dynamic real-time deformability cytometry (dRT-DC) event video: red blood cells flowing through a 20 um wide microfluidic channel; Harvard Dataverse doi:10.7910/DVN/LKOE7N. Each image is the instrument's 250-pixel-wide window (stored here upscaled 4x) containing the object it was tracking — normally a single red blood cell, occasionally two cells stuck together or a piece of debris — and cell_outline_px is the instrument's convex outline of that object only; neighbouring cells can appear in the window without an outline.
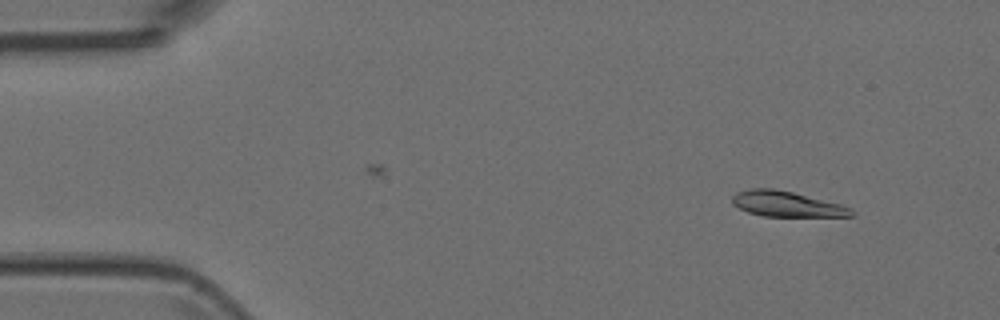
{"species": "Egyptian fruit bat (a non-hibernating species)", "species_latin": "Rousettus aegyptiacus", "temperature_condition": "room temperature", "stored_images_in_passage": 3, "camera_frame_rate_fps": 3000, "um_per_image_px": 0.085, "animal": {"sex": "female"}, "frame": {"image": 1, "passage_image": 1, "time_ms": 0.0, "image_size_px": [1000, 320], "cell_outline_px": [[856, 212], [852, 216], [764, 216], [748, 212], [732, 204], [732, 196], [736, 192], [752, 188], [772, 188], [792, 192], [840, 204], [852, 208]], "centroid_in_image_um": [66.86, 17.34], "position_along_channel_um": 18.1, "area_um2": 17.51}}